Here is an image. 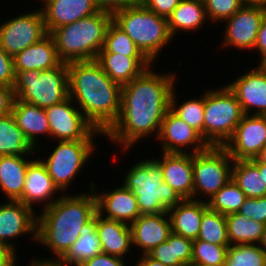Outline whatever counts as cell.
Listing matches in <instances>:
<instances>
[{"instance_id":"obj_47","label":"cell","mask_w":266,"mask_h":266,"mask_svg":"<svg viewBox=\"0 0 266 266\" xmlns=\"http://www.w3.org/2000/svg\"><path fill=\"white\" fill-rule=\"evenodd\" d=\"M139 0H95L100 10H105L113 13L114 11L133 5Z\"/></svg>"},{"instance_id":"obj_13","label":"cell","mask_w":266,"mask_h":266,"mask_svg":"<svg viewBox=\"0 0 266 266\" xmlns=\"http://www.w3.org/2000/svg\"><path fill=\"white\" fill-rule=\"evenodd\" d=\"M266 144V115L244 114L223 146L233 160L255 159Z\"/></svg>"},{"instance_id":"obj_32","label":"cell","mask_w":266,"mask_h":266,"mask_svg":"<svg viewBox=\"0 0 266 266\" xmlns=\"http://www.w3.org/2000/svg\"><path fill=\"white\" fill-rule=\"evenodd\" d=\"M232 163V179L244 192L246 198L266 196L263 175L251 160H234Z\"/></svg>"},{"instance_id":"obj_33","label":"cell","mask_w":266,"mask_h":266,"mask_svg":"<svg viewBox=\"0 0 266 266\" xmlns=\"http://www.w3.org/2000/svg\"><path fill=\"white\" fill-rule=\"evenodd\" d=\"M33 149L12 114L0 116V156H24Z\"/></svg>"},{"instance_id":"obj_49","label":"cell","mask_w":266,"mask_h":266,"mask_svg":"<svg viewBox=\"0 0 266 266\" xmlns=\"http://www.w3.org/2000/svg\"><path fill=\"white\" fill-rule=\"evenodd\" d=\"M15 252L5 244L0 243V266H15Z\"/></svg>"},{"instance_id":"obj_30","label":"cell","mask_w":266,"mask_h":266,"mask_svg":"<svg viewBox=\"0 0 266 266\" xmlns=\"http://www.w3.org/2000/svg\"><path fill=\"white\" fill-rule=\"evenodd\" d=\"M193 240L173 232L167 241L151 250L148 255L166 266H182L192 260Z\"/></svg>"},{"instance_id":"obj_3","label":"cell","mask_w":266,"mask_h":266,"mask_svg":"<svg viewBox=\"0 0 266 266\" xmlns=\"http://www.w3.org/2000/svg\"><path fill=\"white\" fill-rule=\"evenodd\" d=\"M37 217L36 240L60 260L80 236V230L97 212L94 194L63 196L45 203Z\"/></svg>"},{"instance_id":"obj_43","label":"cell","mask_w":266,"mask_h":266,"mask_svg":"<svg viewBox=\"0 0 266 266\" xmlns=\"http://www.w3.org/2000/svg\"><path fill=\"white\" fill-rule=\"evenodd\" d=\"M0 84L14 87L15 71L13 57L0 46Z\"/></svg>"},{"instance_id":"obj_9","label":"cell","mask_w":266,"mask_h":266,"mask_svg":"<svg viewBox=\"0 0 266 266\" xmlns=\"http://www.w3.org/2000/svg\"><path fill=\"white\" fill-rule=\"evenodd\" d=\"M233 158L223 146H209L199 153H192L193 199L199 192L210 198L231 178Z\"/></svg>"},{"instance_id":"obj_44","label":"cell","mask_w":266,"mask_h":266,"mask_svg":"<svg viewBox=\"0 0 266 266\" xmlns=\"http://www.w3.org/2000/svg\"><path fill=\"white\" fill-rule=\"evenodd\" d=\"M147 9L168 18L181 0H139Z\"/></svg>"},{"instance_id":"obj_31","label":"cell","mask_w":266,"mask_h":266,"mask_svg":"<svg viewBox=\"0 0 266 266\" xmlns=\"http://www.w3.org/2000/svg\"><path fill=\"white\" fill-rule=\"evenodd\" d=\"M206 17L203 0H181L167 18L169 32L173 37L178 30H196L203 25Z\"/></svg>"},{"instance_id":"obj_21","label":"cell","mask_w":266,"mask_h":266,"mask_svg":"<svg viewBox=\"0 0 266 266\" xmlns=\"http://www.w3.org/2000/svg\"><path fill=\"white\" fill-rule=\"evenodd\" d=\"M95 197L97 213L100 215L106 213L107 219L132 224L141 215L135 194L125 186L109 193L95 194Z\"/></svg>"},{"instance_id":"obj_23","label":"cell","mask_w":266,"mask_h":266,"mask_svg":"<svg viewBox=\"0 0 266 266\" xmlns=\"http://www.w3.org/2000/svg\"><path fill=\"white\" fill-rule=\"evenodd\" d=\"M204 200L183 199L167 210L171 232L192 240L197 239L203 213L208 209Z\"/></svg>"},{"instance_id":"obj_39","label":"cell","mask_w":266,"mask_h":266,"mask_svg":"<svg viewBox=\"0 0 266 266\" xmlns=\"http://www.w3.org/2000/svg\"><path fill=\"white\" fill-rule=\"evenodd\" d=\"M229 245H216L201 241L193 240L192 243V260L194 266H224Z\"/></svg>"},{"instance_id":"obj_12","label":"cell","mask_w":266,"mask_h":266,"mask_svg":"<svg viewBox=\"0 0 266 266\" xmlns=\"http://www.w3.org/2000/svg\"><path fill=\"white\" fill-rule=\"evenodd\" d=\"M38 10L12 18L0 25V46L8 55L14 57L48 34L42 11Z\"/></svg>"},{"instance_id":"obj_36","label":"cell","mask_w":266,"mask_h":266,"mask_svg":"<svg viewBox=\"0 0 266 266\" xmlns=\"http://www.w3.org/2000/svg\"><path fill=\"white\" fill-rule=\"evenodd\" d=\"M245 199L246 196L244 192L231 178L209 201H207V204L211 210L221 213L222 215H228L238 212Z\"/></svg>"},{"instance_id":"obj_8","label":"cell","mask_w":266,"mask_h":266,"mask_svg":"<svg viewBox=\"0 0 266 266\" xmlns=\"http://www.w3.org/2000/svg\"><path fill=\"white\" fill-rule=\"evenodd\" d=\"M243 115L239 101L227 85L220 91L205 92L203 139L209 146H224Z\"/></svg>"},{"instance_id":"obj_15","label":"cell","mask_w":266,"mask_h":266,"mask_svg":"<svg viewBox=\"0 0 266 266\" xmlns=\"http://www.w3.org/2000/svg\"><path fill=\"white\" fill-rule=\"evenodd\" d=\"M157 136L163 142L164 153H185L181 147L186 148L193 144V152L191 151L193 154L202 152L209 147L201 134L171 109L166 112Z\"/></svg>"},{"instance_id":"obj_6","label":"cell","mask_w":266,"mask_h":266,"mask_svg":"<svg viewBox=\"0 0 266 266\" xmlns=\"http://www.w3.org/2000/svg\"><path fill=\"white\" fill-rule=\"evenodd\" d=\"M123 185L135 194L141 215L167 212L182 200L173 188L163 182V170L155 159L132 166Z\"/></svg>"},{"instance_id":"obj_35","label":"cell","mask_w":266,"mask_h":266,"mask_svg":"<svg viewBox=\"0 0 266 266\" xmlns=\"http://www.w3.org/2000/svg\"><path fill=\"white\" fill-rule=\"evenodd\" d=\"M197 239L216 245H230L226 215L208 208L201 218Z\"/></svg>"},{"instance_id":"obj_53","label":"cell","mask_w":266,"mask_h":266,"mask_svg":"<svg viewBox=\"0 0 266 266\" xmlns=\"http://www.w3.org/2000/svg\"><path fill=\"white\" fill-rule=\"evenodd\" d=\"M243 5H258L266 7V0H241Z\"/></svg>"},{"instance_id":"obj_20","label":"cell","mask_w":266,"mask_h":266,"mask_svg":"<svg viewBox=\"0 0 266 266\" xmlns=\"http://www.w3.org/2000/svg\"><path fill=\"white\" fill-rule=\"evenodd\" d=\"M167 212L160 214L140 215L130 225L132 245L142 249L143 254H148L162 242L167 241L171 233V222Z\"/></svg>"},{"instance_id":"obj_55","label":"cell","mask_w":266,"mask_h":266,"mask_svg":"<svg viewBox=\"0 0 266 266\" xmlns=\"http://www.w3.org/2000/svg\"><path fill=\"white\" fill-rule=\"evenodd\" d=\"M261 244V248L266 252V224H265V227H264V231H263V236H262V239H261V242L259 243Z\"/></svg>"},{"instance_id":"obj_50","label":"cell","mask_w":266,"mask_h":266,"mask_svg":"<svg viewBox=\"0 0 266 266\" xmlns=\"http://www.w3.org/2000/svg\"><path fill=\"white\" fill-rule=\"evenodd\" d=\"M136 266H166L159 261L154 260L148 254H143Z\"/></svg>"},{"instance_id":"obj_46","label":"cell","mask_w":266,"mask_h":266,"mask_svg":"<svg viewBox=\"0 0 266 266\" xmlns=\"http://www.w3.org/2000/svg\"><path fill=\"white\" fill-rule=\"evenodd\" d=\"M15 95L13 87L0 84V116L12 112Z\"/></svg>"},{"instance_id":"obj_16","label":"cell","mask_w":266,"mask_h":266,"mask_svg":"<svg viewBox=\"0 0 266 266\" xmlns=\"http://www.w3.org/2000/svg\"><path fill=\"white\" fill-rule=\"evenodd\" d=\"M241 105L244 114L266 115V65L258 64L257 68L240 76L227 85Z\"/></svg>"},{"instance_id":"obj_10","label":"cell","mask_w":266,"mask_h":266,"mask_svg":"<svg viewBox=\"0 0 266 266\" xmlns=\"http://www.w3.org/2000/svg\"><path fill=\"white\" fill-rule=\"evenodd\" d=\"M46 161H42L53 183L65 190L86 164L94 148L93 140L59 141Z\"/></svg>"},{"instance_id":"obj_42","label":"cell","mask_w":266,"mask_h":266,"mask_svg":"<svg viewBox=\"0 0 266 266\" xmlns=\"http://www.w3.org/2000/svg\"><path fill=\"white\" fill-rule=\"evenodd\" d=\"M239 214L266 224V196L259 198H246L241 205Z\"/></svg>"},{"instance_id":"obj_17","label":"cell","mask_w":266,"mask_h":266,"mask_svg":"<svg viewBox=\"0 0 266 266\" xmlns=\"http://www.w3.org/2000/svg\"><path fill=\"white\" fill-rule=\"evenodd\" d=\"M37 216L33 208L20 201L10 200L0 205V243L16 252L14 245L8 239H14L22 234L32 233L36 239Z\"/></svg>"},{"instance_id":"obj_4","label":"cell","mask_w":266,"mask_h":266,"mask_svg":"<svg viewBox=\"0 0 266 266\" xmlns=\"http://www.w3.org/2000/svg\"><path fill=\"white\" fill-rule=\"evenodd\" d=\"M112 13L100 10L71 24L54 29L53 37L57 54L62 63L92 61L103 48Z\"/></svg>"},{"instance_id":"obj_34","label":"cell","mask_w":266,"mask_h":266,"mask_svg":"<svg viewBox=\"0 0 266 266\" xmlns=\"http://www.w3.org/2000/svg\"><path fill=\"white\" fill-rule=\"evenodd\" d=\"M226 221L230 245L261 242L265 224L248 219L238 212L226 215Z\"/></svg>"},{"instance_id":"obj_56","label":"cell","mask_w":266,"mask_h":266,"mask_svg":"<svg viewBox=\"0 0 266 266\" xmlns=\"http://www.w3.org/2000/svg\"><path fill=\"white\" fill-rule=\"evenodd\" d=\"M182 266H194V265L189 263V264H183Z\"/></svg>"},{"instance_id":"obj_19","label":"cell","mask_w":266,"mask_h":266,"mask_svg":"<svg viewBox=\"0 0 266 266\" xmlns=\"http://www.w3.org/2000/svg\"><path fill=\"white\" fill-rule=\"evenodd\" d=\"M160 160H155L163 170V182L167 183L178 196L193 199L192 153H162Z\"/></svg>"},{"instance_id":"obj_37","label":"cell","mask_w":266,"mask_h":266,"mask_svg":"<svg viewBox=\"0 0 266 266\" xmlns=\"http://www.w3.org/2000/svg\"><path fill=\"white\" fill-rule=\"evenodd\" d=\"M266 252L260 244L229 245L224 266H264Z\"/></svg>"},{"instance_id":"obj_51","label":"cell","mask_w":266,"mask_h":266,"mask_svg":"<svg viewBox=\"0 0 266 266\" xmlns=\"http://www.w3.org/2000/svg\"><path fill=\"white\" fill-rule=\"evenodd\" d=\"M30 266H65L60 260H33Z\"/></svg>"},{"instance_id":"obj_7","label":"cell","mask_w":266,"mask_h":266,"mask_svg":"<svg viewBox=\"0 0 266 266\" xmlns=\"http://www.w3.org/2000/svg\"><path fill=\"white\" fill-rule=\"evenodd\" d=\"M17 100L47 108L69 97L68 64L49 70L15 71L13 87Z\"/></svg>"},{"instance_id":"obj_38","label":"cell","mask_w":266,"mask_h":266,"mask_svg":"<svg viewBox=\"0 0 266 266\" xmlns=\"http://www.w3.org/2000/svg\"><path fill=\"white\" fill-rule=\"evenodd\" d=\"M98 53H120L124 56H144L133 40L113 21L108 25L103 48Z\"/></svg>"},{"instance_id":"obj_52","label":"cell","mask_w":266,"mask_h":266,"mask_svg":"<svg viewBox=\"0 0 266 266\" xmlns=\"http://www.w3.org/2000/svg\"><path fill=\"white\" fill-rule=\"evenodd\" d=\"M254 164H266V144L261 149L259 155L251 160Z\"/></svg>"},{"instance_id":"obj_18","label":"cell","mask_w":266,"mask_h":266,"mask_svg":"<svg viewBox=\"0 0 266 266\" xmlns=\"http://www.w3.org/2000/svg\"><path fill=\"white\" fill-rule=\"evenodd\" d=\"M43 2H45V8L41 11L48 34L58 27L71 24L100 11L95 0H44Z\"/></svg>"},{"instance_id":"obj_11","label":"cell","mask_w":266,"mask_h":266,"mask_svg":"<svg viewBox=\"0 0 266 266\" xmlns=\"http://www.w3.org/2000/svg\"><path fill=\"white\" fill-rule=\"evenodd\" d=\"M68 97L64 101L45 108L50 136L59 141L93 140V133L104 134L97 130L83 115L71 104Z\"/></svg>"},{"instance_id":"obj_26","label":"cell","mask_w":266,"mask_h":266,"mask_svg":"<svg viewBox=\"0 0 266 266\" xmlns=\"http://www.w3.org/2000/svg\"><path fill=\"white\" fill-rule=\"evenodd\" d=\"M56 191L60 190L53 183L42 160H33L28 165L22 196L17 201L33 208V203L48 200Z\"/></svg>"},{"instance_id":"obj_2","label":"cell","mask_w":266,"mask_h":266,"mask_svg":"<svg viewBox=\"0 0 266 266\" xmlns=\"http://www.w3.org/2000/svg\"><path fill=\"white\" fill-rule=\"evenodd\" d=\"M69 97L78 101L85 118L104 134L118 120L121 85L95 61L68 63Z\"/></svg>"},{"instance_id":"obj_45","label":"cell","mask_w":266,"mask_h":266,"mask_svg":"<svg viewBox=\"0 0 266 266\" xmlns=\"http://www.w3.org/2000/svg\"><path fill=\"white\" fill-rule=\"evenodd\" d=\"M80 266H125V262H123L121 257L101 252L86 260Z\"/></svg>"},{"instance_id":"obj_25","label":"cell","mask_w":266,"mask_h":266,"mask_svg":"<svg viewBox=\"0 0 266 266\" xmlns=\"http://www.w3.org/2000/svg\"><path fill=\"white\" fill-rule=\"evenodd\" d=\"M96 230L103 253L123 258L132 246L129 224L104 218L96 212Z\"/></svg>"},{"instance_id":"obj_14","label":"cell","mask_w":266,"mask_h":266,"mask_svg":"<svg viewBox=\"0 0 266 266\" xmlns=\"http://www.w3.org/2000/svg\"><path fill=\"white\" fill-rule=\"evenodd\" d=\"M266 16V7L243 5L230 18L226 19L227 27L222 46H234L239 49H254L257 33Z\"/></svg>"},{"instance_id":"obj_5","label":"cell","mask_w":266,"mask_h":266,"mask_svg":"<svg viewBox=\"0 0 266 266\" xmlns=\"http://www.w3.org/2000/svg\"><path fill=\"white\" fill-rule=\"evenodd\" d=\"M112 21L133 40L151 63L172 39L167 18L147 9L140 1L114 11Z\"/></svg>"},{"instance_id":"obj_1","label":"cell","mask_w":266,"mask_h":266,"mask_svg":"<svg viewBox=\"0 0 266 266\" xmlns=\"http://www.w3.org/2000/svg\"><path fill=\"white\" fill-rule=\"evenodd\" d=\"M174 76L156 74L148 68L122 85L119 118L104 136L118 144L123 143L127 151L140 138L156 131L159 133L164 116L170 109V97L175 89Z\"/></svg>"},{"instance_id":"obj_40","label":"cell","mask_w":266,"mask_h":266,"mask_svg":"<svg viewBox=\"0 0 266 266\" xmlns=\"http://www.w3.org/2000/svg\"><path fill=\"white\" fill-rule=\"evenodd\" d=\"M174 89L170 97V109L184 120L188 125L196 129L203 138L205 94L199 100L191 99L176 107V97Z\"/></svg>"},{"instance_id":"obj_24","label":"cell","mask_w":266,"mask_h":266,"mask_svg":"<svg viewBox=\"0 0 266 266\" xmlns=\"http://www.w3.org/2000/svg\"><path fill=\"white\" fill-rule=\"evenodd\" d=\"M14 71L49 70L57 67L61 60L58 57L55 42L47 34L39 42L28 46L13 57Z\"/></svg>"},{"instance_id":"obj_41","label":"cell","mask_w":266,"mask_h":266,"mask_svg":"<svg viewBox=\"0 0 266 266\" xmlns=\"http://www.w3.org/2000/svg\"><path fill=\"white\" fill-rule=\"evenodd\" d=\"M206 16L211 21H224L242 6L241 0H203Z\"/></svg>"},{"instance_id":"obj_29","label":"cell","mask_w":266,"mask_h":266,"mask_svg":"<svg viewBox=\"0 0 266 266\" xmlns=\"http://www.w3.org/2000/svg\"><path fill=\"white\" fill-rule=\"evenodd\" d=\"M80 236L60 259L65 265L80 266L83 262L102 252L96 230V214L79 231Z\"/></svg>"},{"instance_id":"obj_54","label":"cell","mask_w":266,"mask_h":266,"mask_svg":"<svg viewBox=\"0 0 266 266\" xmlns=\"http://www.w3.org/2000/svg\"><path fill=\"white\" fill-rule=\"evenodd\" d=\"M259 170H260V173L263 175V180L266 184V164H255Z\"/></svg>"},{"instance_id":"obj_28","label":"cell","mask_w":266,"mask_h":266,"mask_svg":"<svg viewBox=\"0 0 266 266\" xmlns=\"http://www.w3.org/2000/svg\"><path fill=\"white\" fill-rule=\"evenodd\" d=\"M25 156H0V188L13 201L22 196L28 165Z\"/></svg>"},{"instance_id":"obj_22","label":"cell","mask_w":266,"mask_h":266,"mask_svg":"<svg viewBox=\"0 0 266 266\" xmlns=\"http://www.w3.org/2000/svg\"><path fill=\"white\" fill-rule=\"evenodd\" d=\"M95 61L111 80L121 86L131 82L151 65L145 56H124L120 53H98Z\"/></svg>"},{"instance_id":"obj_27","label":"cell","mask_w":266,"mask_h":266,"mask_svg":"<svg viewBox=\"0 0 266 266\" xmlns=\"http://www.w3.org/2000/svg\"><path fill=\"white\" fill-rule=\"evenodd\" d=\"M11 114L15 119L16 125L23 131L25 137L34 148H37L36 135L44 133L50 135L48 118L44 108L15 98Z\"/></svg>"},{"instance_id":"obj_48","label":"cell","mask_w":266,"mask_h":266,"mask_svg":"<svg viewBox=\"0 0 266 266\" xmlns=\"http://www.w3.org/2000/svg\"><path fill=\"white\" fill-rule=\"evenodd\" d=\"M258 52H260V65H266V16L264 17L259 31L257 33V39L254 46Z\"/></svg>"}]
</instances>
